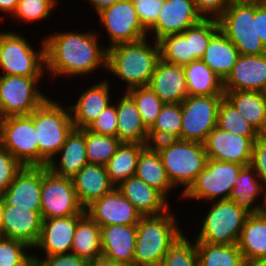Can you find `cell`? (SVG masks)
I'll return each mask as SVG.
<instances>
[{
  "label": "cell",
  "mask_w": 266,
  "mask_h": 266,
  "mask_svg": "<svg viewBox=\"0 0 266 266\" xmlns=\"http://www.w3.org/2000/svg\"><path fill=\"white\" fill-rule=\"evenodd\" d=\"M56 32L42 40L45 45L46 73L54 76L89 75L97 69H106L107 49L99 46L97 33ZM98 37V38H97Z\"/></svg>",
  "instance_id": "cell-1"
},
{
  "label": "cell",
  "mask_w": 266,
  "mask_h": 266,
  "mask_svg": "<svg viewBox=\"0 0 266 266\" xmlns=\"http://www.w3.org/2000/svg\"><path fill=\"white\" fill-rule=\"evenodd\" d=\"M146 37L133 43H123L107 49L106 71L127 84L126 91L148 86L160 57L158 41L148 43Z\"/></svg>",
  "instance_id": "cell-2"
},
{
  "label": "cell",
  "mask_w": 266,
  "mask_h": 266,
  "mask_svg": "<svg viewBox=\"0 0 266 266\" xmlns=\"http://www.w3.org/2000/svg\"><path fill=\"white\" fill-rule=\"evenodd\" d=\"M174 212L142 216L137 224L133 266H158L169 248L183 234Z\"/></svg>",
  "instance_id": "cell-3"
},
{
  "label": "cell",
  "mask_w": 266,
  "mask_h": 266,
  "mask_svg": "<svg viewBox=\"0 0 266 266\" xmlns=\"http://www.w3.org/2000/svg\"><path fill=\"white\" fill-rule=\"evenodd\" d=\"M153 146L160 154L172 186L175 189L179 185L184 187L182 195L205 167L207 155L204 144L176 139L156 142Z\"/></svg>",
  "instance_id": "cell-4"
},
{
  "label": "cell",
  "mask_w": 266,
  "mask_h": 266,
  "mask_svg": "<svg viewBox=\"0 0 266 266\" xmlns=\"http://www.w3.org/2000/svg\"><path fill=\"white\" fill-rule=\"evenodd\" d=\"M29 116L33 119L37 132L39 166H47L74 129L70 108L48 98Z\"/></svg>",
  "instance_id": "cell-5"
},
{
  "label": "cell",
  "mask_w": 266,
  "mask_h": 266,
  "mask_svg": "<svg viewBox=\"0 0 266 266\" xmlns=\"http://www.w3.org/2000/svg\"><path fill=\"white\" fill-rule=\"evenodd\" d=\"M18 32H0V69L2 75L43 77L45 75V45L35 51Z\"/></svg>",
  "instance_id": "cell-6"
},
{
  "label": "cell",
  "mask_w": 266,
  "mask_h": 266,
  "mask_svg": "<svg viewBox=\"0 0 266 266\" xmlns=\"http://www.w3.org/2000/svg\"><path fill=\"white\" fill-rule=\"evenodd\" d=\"M195 242L210 244H237L241 230L250 215L245 209L236 206L231 200L211 201Z\"/></svg>",
  "instance_id": "cell-7"
},
{
  "label": "cell",
  "mask_w": 266,
  "mask_h": 266,
  "mask_svg": "<svg viewBox=\"0 0 266 266\" xmlns=\"http://www.w3.org/2000/svg\"><path fill=\"white\" fill-rule=\"evenodd\" d=\"M220 30L241 55L266 54V47L256 36V4L230 2L217 19Z\"/></svg>",
  "instance_id": "cell-8"
},
{
  "label": "cell",
  "mask_w": 266,
  "mask_h": 266,
  "mask_svg": "<svg viewBox=\"0 0 266 266\" xmlns=\"http://www.w3.org/2000/svg\"><path fill=\"white\" fill-rule=\"evenodd\" d=\"M72 178L58 176L42 166L41 217L51 219L85 214Z\"/></svg>",
  "instance_id": "cell-9"
},
{
  "label": "cell",
  "mask_w": 266,
  "mask_h": 266,
  "mask_svg": "<svg viewBox=\"0 0 266 266\" xmlns=\"http://www.w3.org/2000/svg\"><path fill=\"white\" fill-rule=\"evenodd\" d=\"M41 78L0 74V118L29 115L39 108L49 98L39 89Z\"/></svg>",
  "instance_id": "cell-10"
},
{
  "label": "cell",
  "mask_w": 266,
  "mask_h": 266,
  "mask_svg": "<svg viewBox=\"0 0 266 266\" xmlns=\"http://www.w3.org/2000/svg\"><path fill=\"white\" fill-rule=\"evenodd\" d=\"M243 166L233 162H220L207 159L202 172L190 188L183 193L182 199L228 200L234 183Z\"/></svg>",
  "instance_id": "cell-11"
},
{
  "label": "cell",
  "mask_w": 266,
  "mask_h": 266,
  "mask_svg": "<svg viewBox=\"0 0 266 266\" xmlns=\"http://www.w3.org/2000/svg\"><path fill=\"white\" fill-rule=\"evenodd\" d=\"M0 141L23 166H39L37 132L29 115L2 118Z\"/></svg>",
  "instance_id": "cell-12"
},
{
  "label": "cell",
  "mask_w": 266,
  "mask_h": 266,
  "mask_svg": "<svg viewBox=\"0 0 266 266\" xmlns=\"http://www.w3.org/2000/svg\"><path fill=\"white\" fill-rule=\"evenodd\" d=\"M224 95L187 96L181 103L182 127L180 140L204 144L217 126L220 102Z\"/></svg>",
  "instance_id": "cell-13"
},
{
  "label": "cell",
  "mask_w": 266,
  "mask_h": 266,
  "mask_svg": "<svg viewBox=\"0 0 266 266\" xmlns=\"http://www.w3.org/2000/svg\"><path fill=\"white\" fill-rule=\"evenodd\" d=\"M108 37L106 49L123 43H133L146 38L148 32L140 23L132 0H121L98 13Z\"/></svg>",
  "instance_id": "cell-14"
},
{
  "label": "cell",
  "mask_w": 266,
  "mask_h": 266,
  "mask_svg": "<svg viewBox=\"0 0 266 266\" xmlns=\"http://www.w3.org/2000/svg\"><path fill=\"white\" fill-rule=\"evenodd\" d=\"M258 137H243L215 127L204 142L207 159L250 165L253 144Z\"/></svg>",
  "instance_id": "cell-15"
},
{
  "label": "cell",
  "mask_w": 266,
  "mask_h": 266,
  "mask_svg": "<svg viewBox=\"0 0 266 266\" xmlns=\"http://www.w3.org/2000/svg\"><path fill=\"white\" fill-rule=\"evenodd\" d=\"M86 213L101 227L108 225H137L142 215L117 188L93 201Z\"/></svg>",
  "instance_id": "cell-16"
},
{
  "label": "cell",
  "mask_w": 266,
  "mask_h": 266,
  "mask_svg": "<svg viewBox=\"0 0 266 266\" xmlns=\"http://www.w3.org/2000/svg\"><path fill=\"white\" fill-rule=\"evenodd\" d=\"M202 19L194 0H165L158 20L148 31V36L153 33V40L159 41L166 35L183 33Z\"/></svg>",
  "instance_id": "cell-17"
},
{
  "label": "cell",
  "mask_w": 266,
  "mask_h": 266,
  "mask_svg": "<svg viewBox=\"0 0 266 266\" xmlns=\"http://www.w3.org/2000/svg\"><path fill=\"white\" fill-rule=\"evenodd\" d=\"M42 166H24L5 193L4 206L27 208L41 212Z\"/></svg>",
  "instance_id": "cell-18"
},
{
  "label": "cell",
  "mask_w": 266,
  "mask_h": 266,
  "mask_svg": "<svg viewBox=\"0 0 266 266\" xmlns=\"http://www.w3.org/2000/svg\"><path fill=\"white\" fill-rule=\"evenodd\" d=\"M223 89L266 93V54H240L232 72L223 81Z\"/></svg>",
  "instance_id": "cell-19"
},
{
  "label": "cell",
  "mask_w": 266,
  "mask_h": 266,
  "mask_svg": "<svg viewBox=\"0 0 266 266\" xmlns=\"http://www.w3.org/2000/svg\"><path fill=\"white\" fill-rule=\"evenodd\" d=\"M83 215L42 219L40 236L33 249H42L45 256L71 253L77 222Z\"/></svg>",
  "instance_id": "cell-20"
},
{
  "label": "cell",
  "mask_w": 266,
  "mask_h": 266,
  "mask_svg": "<svg viewBox=\"0 0 266 266\" xmlns=\"http://www.w3.org/2000/svg\"><path fill=\"white\" fill-rule=\"evenodd\" d=\"M41 227V212L17 207V205L4 206L2 237L24 242L33 249L39 239Z\"/></svg>",
  "instance_id": "cell-21"
},
{
  "label": "cell",
  "mask_w": 266,
  "mask_h": 266,
  "mask_svg": "<svg viewBox=\"0 0 266 266\" xmlns=\"http://www.w3.org/2000/svg\"><path fill=\"white\" fill-rule=\"evenodd\" d=\"M137 225L101 227L102 257L116 263L133 266Z\"/></svg>",
  "instance_id": "cell-22"
},
{
  "label": "cell",
  "mask_w": 266,
  "mask_h": 266,
  "mask_svg": "<svg viewBox=\"0 0 266 266\" xmlns=\"http://www.w3.org/2000/svg\"><path fill=\"white\" fill-rule=\"evenodd\" d=\"M148 86L164 104L182 103L188 96L183 66L168 63L161 58Z\"/></svg>",
  "instance_id": "cell-23"
},
{
  "label": "cell",
  "mask_w": 266,
  "mask_h": 266,
  "mask_svg": "<svg viewBox=\"0 0 266 266\" xmlns=\"http://www.w3.org/2000/svg\"><path fill=\"white\" fill-rule=\"evenodd\" d=\"M110 90V82L103 79L80 94L77 102L69 106L74 128L86 129L98 117L112 102Z\"/></svg>",
  "instance_id": "cell-24"
},
{
  "label": "cell",
  "mask_w": 266,
  "mask_h": 266,
  "mask_svg": "<svg viewBox=\"0 0 266 266\" xmlns=\"http://www.w3.org/2000/svg\"><path fill=\"white\" fill-rule=\"evenodd\" d=\"M118 191L129 200L142 216H154L167 212V200L159 191L133 176L121 182Z\"/></svg>",
  "instance_id": "cell-25"
},
{
  "label": "cell",
  "mask_w": 266,
  "mask_h": 266,
  "mask_svg": "<svg viewBox=\"0 0 266 266\" xmlns=\"http://www.w3.org/2000/svg\"><path fill=\"white\" fill-rule=\"evenodd\" d=\"M56 155L47 164V168L58 176L74 177L82 167L88 164L85 129L74 128ZM58 155H61V157L56 160L55 158H58Z\"/></svg>",
  "instance_id": "cell-26"
},
{
  "label": "cell",
  "mask_w": 266,
  "mask_h": 266,
  "mask_svg": "<svg viewBox=\"0 0 266 266\" xmlns=\"http://www.w3.org/2000/svg\"><path fill=\"white\" fill-rule=\"evenodd\" d=\"M72 181L80 202L85 208L116 188L104 165L88 163L72 177Z\"/></svg>",
  "instance_id": "cell-27"
},
{
  "label": "cell",
  "mask_w": 266,
  "mask_h": 266,
  "mask_svg": "<svg viewBox=\"0 0 266 266\" xmlns=\"http://www.w3.org/2000/svg\"><path fill=\"white\" fill-rule=\"evenodd\" d=\"M116 112V137L122 143L150 145L148 129L142 123L136 104L126 92L116 101Z\"/></svg>",
  "instance_id": "cell-28"
},
{
  "label": "cell",
  "mask_w": 266,
  "mask_h": 266,
  "mask_svg": "<svg viewBox=\"0 0 266 266\" xmlns=\"http://www.w3.org/2000/svg\"><path fill=\"white\" fill-rule=\"evenodd\" d=\"M259 181L255 170L250 165L243 166L239 172L237 181L234 183L229 200L250 214L265 212L266 186ZM261 195L263 196V205H261L262 203L258 204L256 201Z\"/></svg>",
  "instance_id": "cell-29"
},
{
  "label": "cell",
  "mask_w": 266,
  "mask_h": 266,
  "mask_svg": "<svg viewBox=\"0 0 266 266\" xmlns=\"http://www.w3.org/2000/svg\"><path fill=\"white\" fill-rule=\"evenodd\" d=\"M134 176L159 191L166 199L167 194L175 189L167 176L160 154L153 145H147L140 152Z\"/></svg>",
  "instance_id": "cell-30"
},
{
  "label": "cell",
  "mask_w": 266,
  "mask_h": 266,
  "mask_svg": "<svg viewBox=\"0 0 266 266\" xmlns=\"http://www.w3.org/2000/svg\"><path fill=\"white\" fill-rule=\"evenodd\" d=\"M239 55L235 45L219 30L210 39L201 60L224 81L232 72Z\"/></svg>",
  "instance_id": "cell-31"
},
{
  "label": "cell",
  "mask_w": 266,
  "mask_h": 266,
  "mask_svg": "<svg viewBox=\"0 0 266 266\" xmlns=\"http://www.w3.org/2000/svg\"><path fill=\"white\" fill-rule=\"evenodd\" d=\"M237 246L244 259L266 260V211L247 217Z\"/></svg>",
  "instance_id": "cell-32"
},
{
  "label": "cell",
  "mask_w": 266,
  "mask_h": 266,
  "mask_svg": "<svg viewBox=\"0 0 266 266\" xmlns=\"http://www.w3.org/2000/svg\"><path fill=\"white\" fill-rule=\"evenodd\" d=\"M188 96L224 95L223 80L201 59L183 65Z\"/></svg>",
  "instance_id": "cell-33"
},
{
  "label": "cell",
  "mask_w": 266,
  "mask_h": 266,
  "mask_svg": "<svg viewBox=\"0 0 266 266\" xmlns=\"http://www.w3.org/2000/svg\"><path fill=\"white\" fill-rule=\"evenodd\" d=\"M71 253L87 261L102 257L101 226L87 213L77 222Z\"/></svg>",
  "instance_id": "cell-34"
},
{
  "label": "cell",
  "mask_w": 266,
  "mask_h": 266,
  "mask_svg": "<svg viewBox=\"0 0 266 266\" xmlns=\"http://www.w3.org/2000/svg\"><path fill=\"white\" fill-rule=\"evenodd\" d=\"M224 97L259 133L266 122V93L257 91H224Z\"/></svg>",
  "instance_id": "cell-35"
},
{
  "label": "cell",
  "mask_w": 266,
  "mask_h": 266,
  "mask_svg": "<svg viewBox=\"0 0 266 266\" xmlns=\"http://www.w3.org/2000/svg\"><path fill=\"white\" fill-rule=\"evenodd\" d=\"M147 145L121 143L116 153L106 163V171L111 182L117 187L121 182L135 175L140 152Z\"/></svg>",
  "instance_id": "cell-36"
},
{
  "label": "cell",
  "mask_w": 266,
  "mask_h": 266,
  "mask_svg": "<svg viewBox=\"0 0 266 266\" xmlns=\"http://www.w3.org/2000/svg\"><path fill=\"white\" fill-rule=\"evenodd\" d=\"M181 103H166L148 129L150 145L165 140H176L181 137L182 127Z\"/></svg>",
  "instance_id": "cell-37"
},
{
  "label": "cell",
  "mask_w": 266,
  "mask_h": 266,
  "mask_svg": "<svg viewBox=\"0 0 266 266\" xmlns=\"http://www.w3.org/2000/svg\"><path fill=\"white\" fill-rule=\"evenodd\" d=\"M198 266H241L243 254L237 244L219 245L196 242Z\"/></svg>",
  "instance_id": "cell-38"
},
{
  "label": "cell",
  "mask_w": 266,
  "mask_h": 266,
  "mask_svg": "<svg viewBox=\"0 0 266 266\" xmlns=\"http://www.w3.org/2000/svg\"><path fill=\"white\" fill-rule=\"evenodd\" d=\"M117 137L101 135L85 129V144L89 164L106 165L121 145Z\"/></svg>",
  "instance_id": "cell-39"
},
{
  "label": "cell",
  "mask_w": 266,
  "mask_h": 266,
  "mask_svg": "<svg viewBox=\"0 0 266 266\" xmlns=\"http://www.w3.org/2000/svg\"><path fill=\"white\" fill-rule=\"evenodd\" d=\"M217 127L243 137H259L255 128L225 97L220 102Z\"/></svg>",
  "instance_id": "cell-40"
},
{
  "label": "cell",
  "mask_w": 266,
  "mask_h": 266,
  "mask_svg": "<svg viewBox=\"0 0 266 266\" xmlns=\"http://www.w3.org/2000/svg\"><path fill=\"white\" fill-rule=\"evenodd\" d=\"M158 42L162 60L180 66L193 61L190 38H186L183 33L166 35Z\"/></svg>",
  "instance_id": "cell-41"
},
{
  "label": "cell",
  "mask_w": 266,
  "mask_h": 266,
  "mask_svg": "<svg viewBox=\"0 0 266 266\" xmlns=\"http://www.w3.org/2000/svg\"><path fill=\"white\" fill-rule=\"evenodd\" d=\"M125 92L136 104L142 123L149 129L157 119L164 103L149 86L132 88Z\"/></svg>",
  "instance_id": "cell-42"
},
{
  "label": "cell",
  "mask_w": 266,
  "mask_h": 266,
  "mask_svg": "<svg viewBox=\"0 0 266 266\" xmlns=\"http://www.w3.org/2000/svg\"><path fill=\"white\" fill-rule=\"evenodd\" d=\"M220 30L217 19H202L199 23L186 29L183 34L190 38L193 61L202 59L210 39Z\"/></svg>",
  "instance_id": "cell-43"
},
{
  "label": "cell",
  "mask_w": 266,
  "mask_h": 266,
  "mask_svg": "<svg viewBox=\"0 0 266 266\" xmlns=\"http://www.w3.org/2000/svg\"><path fill=\"white\" fill-rule=\"evenodd\" d=\"M189 240L183 233L169 248L158 266H198L196 242Z\"/></svg>",
  "instance_id": "cell-44"
},
{
  "label": "cell",
  "mask_w": 266,
  "mask_h": 266,
  "mask_svg": "<svg viewBox=\"0 0 266 266\" xmlns=\"http://www.w3.org/2000/svg\"><path fill=\"white\" fill-rule=\"evenodd\" d=\"M30 248L24 242L0 236V266H33Z\"/></svg>",
  "instance_id": "cell-45"
},
{
  "label": "cell",
  "mask_w": 266,
  "mask_h": 266,
  "mask_svg": "<svg viewBox=\"0 0 266 266\" xmlns=\"http://www.w3.org/2000/svg\"><path fill=\"white\" fill-rule=\"evenodd\" d=\"M57 0H18V6L12 18L20 22L36 23L46 20L57 6ZM52 10V11H51Z\"/></svg>",
  "instance_id": "cell-46"
},
{
  "label": "cell",
  "mask_w": 266,
  "mask_h": 266,
  "mask_svg": "<svg viewBox=\"0 0 266 266\" xmlns=\"http://www.w3.org/2000/svg\"><path fill=\"white\" fill-rule=\"evenodd\" d=\"M23 165L8 151L0 146V193H5Z\"/></svg>",
  "instance_id": "cell-47"
},
{
  "label": "cell",
  "mask_w": 266,
  "mask_h": 266,
  "mask_svg": "<svg viewBox=\"0 0 266 266\" xmlns=\"http://www.w3.org/2000/svg\"><path fill=\"white\" fill-rule=\"evenodd\" d=\"M93 133L116 137L117 132V112L116 103L111 102L98 115V117L87 127Z\"/></svg>",
  "instance_id": "cell-48"
},
{
  "label": "cell",
  "mask_w": 266,
  "mask_h": 266,
  "mask_svg": "<svg viewBox=\"0 0 266 266\" xmlns=\"http://www.w3.org/2000/svg\"><path fill=\"white\" fill-rule=\"evenodd\" d=\"M165 0H132L138 19L148 32L157 22Z\"/></svg>",
  "instance_id": "cell-49"
},
{
  "label": "cell",
  "mask_w": 266,
  "mask_h": 266,
  "mask_svg": "<svg viewBox=\"0 0 266 266\" xmlns=\"http://www.w3.org/2000/svg\"><path fill=\"white\" fill-rule=\"evenodd\" d=\"M33 266H88L89 261L73 253L44 256L33 255Z\"/></svg>",
  "instance_id": "cell-50"
},
{
  "label": "cell",
  "mask_w": 266,
  "mask_h": 266,
  "mask_svg": "<svg viewBox=\"0 0 266 266\" xmlns=\"http://www.w3.org/2000/svg\"><path fill=\"white\" fill-rule=\"evenodd\" d=\"M250 166L259 180L266 186V141L260 137L253 144Z\"/></svg>",
  "instance_id": "cell-51"
},
{
  "label": "cell",
  "mask_w": 266,
  "mask_h": 266,
  "mask_svg": "<svg viewBox=\"0 0 266 266\" xmlns=\"http://www.w3.org/2000/svg\"><path fill=\"white\" fill-rule=\"evenodd\" d=\"M197 12L203 19H218L231 0H194Z\"/></svg>",
  "instance_id": "cell-52"
},
{
  "label": "cell",
  "mask_w": 266,
  "mask_h": 266,
  "mask_svg": "<svg viewBox=\"0 0 266 266\" xmlns=\"http://www.w3.org/2000/svg\"><path fill=\"white\" fill-rule=\"evenodd\" d=\"M256 36L266 47V3L256 4Z\"/></svg>",
  "instance_id": "cell-53"
},
{
  "label": "cell",
  "mask_w": 266,
  "mask_h": 266,
  "mask_svg": "<svg viewBox=\"0 0 266 266\" xmlns=\"http://www.w3.org/2000/svg\"><path fill=\"white\" fill-rule=\"evenodd\" d=\"M18 6V0H0V11L13 16ZM6 12V13H5Z\"/></svg>",
  "instance_id": "cell-54"
},
{
  "label": "cell",
  "mask_w": 266,
  "mask_h": 266,
  "mask_svg": "<svg viewBox=\"0 0 266 266\" xmlns=\"http://www.w3.org/2000/svg\"><path fill=\"white\" fill-rule=\"evenodd\" d=\"M86 2H89V4L92 5V7L96 10V13L98 14L103 9L110 7L114 5L116 2L121 0H84Z\"/></svg>",
  "instance_id": "cell-55"
},
{
  "label": "cell",
  "mask_w": 266,
  "mask_h": 266,
  "mask_svg": "<svg viewBox=\"0 0 266 266\" xmlns=\"http://www.w3.org/2000/svg\"><path fill=\"white\" fill-rule=\"evenodd\" d=\"M88 266H130V265L116 263L114 261L105 259L104 257H100L98 259L89 261Z\"/></svg>",
  "instance_id": "cell-56"
},
{
  "label": "cell",
  "mask_w": 266,
  "mask_h": 266,
  "mask_svg": "<svg viewBox=\"0 0 266 266\" xmlns=\"http://www.w3.org/2000/svg\"><path fill=\"white\" fill-rule=\"evenodd\" d=\"M241 266H266V260L244 259Z\"/></svg>",
  "instance_id": "cell-57"
},
{
  "label": "cell",
  "mask_w": 266,
  "mask_h": 266,
  "mask_svg": "<svg viewBox=\"0 0 266 266\" xmlns=\"http://www.w3.org/2000/svg\"><path fill=\"white\" fill-rule=\"evenodd\" d=\"M3 210H4V201L2 194L0 193V236H1V227L3 222Z\"/></svg>",
  "instance_id": "cell-58"
},
{
  "label": "cell",
  "mask_w": 266,
  "mask_h": 266,
  "mask_svg": "<svg viewBox=\"0 0 266 266\" xmlns=\"http://www.w3.org/2000/svg\"><path fill=\"white\" fill-rule=\"evenodd\" d=\"M232 2L263 4L266 0H231Z\"/></svg>",
  "instance_id": "cell-59"
},
{
  "label": "cell",
  "mask_w": 266,
  "mask_h": 266,
  "mask_svg": "<svg viewBox=\"0 0 266 266\" xmlns=\"http://www.w3.org/2000/svg\"><path fill=\"white\" fill-rule=\"evenodd\" d=\"M259 137H260L262 140L266 141V122H265V124H264L263 129L259 132Z\"/></svg>",
  "instance_id": "cell-60"
}]
</instances>
